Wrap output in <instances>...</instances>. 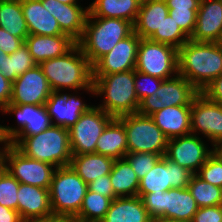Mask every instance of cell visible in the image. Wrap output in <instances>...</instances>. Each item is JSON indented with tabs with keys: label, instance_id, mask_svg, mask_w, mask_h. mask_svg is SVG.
Returning a JSON list of instances; mask_svg holds the SVG:
<instances>
[{
	"label": "cell",
	"instance_id": "cell-55",
	"mask_svg": "<svg viewBox=\"0 0 222 222\" xmlns=\"http://www.w3.org/2000/svg\"><path fill=\"white\" fill-rule=\"evenodd\" d=\"M218 44H219L220 46H222V36H221V38H220Z\"/></svg>",
	"mask_w": 222,
	"mask_h": 222
},
{
	"label": "cell",
	"instance_id": "cell-17",
	"mask_svg": "<svg viewBox=\"0 0 222 222\" xmlns=\"http://www.w3.org/2000/svg\"><path fill=\"white\" fill-rule=\"evenodd\" d=\"M52 92L41 67L35 65L12 83V97L9 104L45 105Z\"/></svg>",
	"mask_w": 222,
	"mask_h": 222
},
{
	"label": "cell",
	"instance_id": "cell-48",
	"mask_svg": "<svg viewBox=\"0 0 222 222\" xmlns=\"http://www.w3.org/2000/svg\"><path fill=\"white\" fill-rule=\"evenodd\" d=\"M20 214L8 207L0 205V222H22Z\"/></svg>",
	"mask_w": 222,
	"mask_h": 222
},
{
	"label": "cell",
	"instance_id": "cell-14",
	"mask_svg": "<svg viewBox=\"0 0 222 222\" xmlns=\"http://www.w3.org/2000/svg\"><path fill=\"white\" fill-rule=\"evenodd\" d=\"M1 112L17 117L18 127L0 125V137L9 143L16 136L37 135L52 125L45 105L8 104Z\"/></svg>",
	"mask_w": 222,
	"mask_h": 222
},
{
	"label": "cell",
	"instance_id": "cell-28",
	"mask_svg": "<svg viewBox=\"0 0 222 222\" xmlns=\"http://www.w3.org/2000/svg\"><path fill=\"white\" fill-rule=\"evenodd\" d=\"M96 154L122 159L128 153L127 135L124 125L114 118L96 142Z\"/></svg>",
	"mask_w": 222,
	"mask_h": 222
},
{
	"label": "cell",
	"instance_id": "cell-36",
	"mask_svg": "<svg viewBox=\"0 0 222 222\" xmlns=\"http://www.w3.org/2000/svg\"><path fill=\"white\" fill-rule=\"evenodd\" d=\"M149 39L155 42L168 44L179 49L189 40V37L168 14L161 24L160 30H156Z\"/></svg>",
	"mask_w": 222,
	"mask_h": 222
},
{
	"label": "cell",
	"instance_id": "cell-32",
	"mask_svg": "<svg viewBox=\"0 0 222 222\" xmlns=\"http://www.w3.org/2000/svg\"><path fill=\"white\" fill-rule=\"evenodd\" d=\"M0 27L25 41L29 35L21 0H0Z\"/></svg>",
	"mask_w": 222,
	"mask_h": 222
},
{
	"label": "cell",
	"instance_id": "cell-15",
	"mask_svg": "<svg viewBox=\"0 0 222 222\" xmlns=\"http://www.w3.org/2000/svg\"><path fill=\"white\" fill-rule=\"evenodd\" d=\"M206 146L199 136L190 133L168 139L164 156L196 174L214 152V148L209 150Z\"/></svg>",
	"mask_w": 222,
	"mask_h": 222
},
{
	"label": "cell",
	"instance_id": "cell-56",
	"mask_svg": "<svg viewBox=\"0 0 222 222\" xmlns=\"http://www.w3.org/2000/svg\"><path fill=\"white\" fill-rule=\"evenodd\" d=\"M22 222H37V220L36 221L23 220Z\"/></svg>",
	"mask_w": 222,
	"mask_h": 222
},
{
	"label": "cell",
	"instance_id": "cell-18",
	"mask_svg": "<svg viewBox=\"0 0 222 222\" xmlns=\"http://www.w3.org/2000/svg\"><path fill=\"white\" fill-rule=\"evenodd\" d=\"M141 38L133 32L92 66V75H108L135 70L137 50Z\"/></svg>",
	"mask_w": 222,
	"mask_h": 222
},
{
	"label": "cell",
	"instance_id": "cell-16",
	"mask_svg": "<svg viewBox=\"0 0 222 222\" xmlns=\"http://www.w3.org/2000/svg\"><path fill=\"white\" fill-rule=\"evenodd\" d=\"M190 120L192 134L201 132L213 148L222 142V104L214 103L199 93L191 103Z\"/></svg>",
	"mask_w": 222,
	"mask_h": 222
},
{
	"label": "cell",
	"instance_id": "cell-35",
	"mask_svg": "<svg viewBox=\"0 0 222 222\" xmlns=\"http://www.w3.org/2000/svg\"><path fill=\"white\" fill-rule=\"evenodd\" d=\"M37 65L29 52L28 46L24 43L19 49L8 55L3 63L1 72L12 83L24 72Z\"/></svg>",
	"mask_w": 222,
	"mask_h": 222
},
{
	"label": "cell",
	"instance_id": "cell-10",
	"mask_svg": "<svg viewBox=\"0 0 222 222\" xmlns=\"http://www.w3.org/2000/svg\"><path fill=\"white\" fill-rule=\"evenodd\" d=\"M4 169L19 183L49 189L56 167L27 157L8 144L4 152Z\"/></svg>",
	"mask_w": 222,
	"mask_h": 222
},
{
	"label": "cell",
	"instance_id": "cell-46",
	"mask_svg": "<svg viewBox=\"0 0 222 222\" xmlns=\"http://www.w3.org/2000/svg\"><path fill=\"white\" fill-rule=\"evenodd\" d=\"M12 97V82L0 72V110L2 111Z\"/></svg>",
	"mask_w": 222,
	"mask_h": 222
},
{
	"label": "cell",
	"instance_id": "cell-45",
	"mask_svg": "<svg viewBox=\"0 0 222 222\" xmlns=\"http://www.w3.org/2000/svg\"><path fill=\"white\" fill-rule=\"evenodd\" d=\"M200 93L208 100L222 104V74L205 86Z\"/></svg>",
	"mask_w": 222,
	"mask_h": 222
},
{
	"label": "cell",
	"instance_id": "cell-24",
	"mask_svg": "<svg viewBox=\"0 0 222 222\" xmlns=\"http://www.w3.org/2000/svg\"><path fill=\"white\" fill-rule=\"evenodd\" d=\"M151 118L168 139L191 133V105L164 107Z\"/></svg>",
	"mask_w": 222,
	"mask_h": 222
},
{
	"label": "cell",
	"instance_id": "cell-23",
	"mask_svg": "<svg viewBox=\"0 0 222 222\" xmlns=\"http://www.w3.org/2000/svg\"><path fill=\"white\" fill-rule=\"evenodd\" d=\"M25 44L33 61L39 65L43 61L64 55L76 42L66 34L55 36L29 34Z\"/></svg>",
	"mask_w": 222,
	"mask_h": 222
},
{
	"label": "cell",
	"instance_id": "cell-47",
	"mask_svg": "<svg viewBox=\"0 0 222 222\" xmlns=\"http://www.w3.org/2000/svg\"><path fill=\"white\" fill-rule=\"evenodd\" d=\"M169 10L199 9L201 0H165Z\"/></svg>",
	"mask_w": 222,
	"mask_h": 222
},
{
	"label": "cell",
	"instance_id": "cell-5",
	"mask_svg": "<svg viewBox=\"0 0 222 222\" xmlns=\"http://www.w3.org/2000/svg\"><path fill=\"white\" fill-rule=\"evenodd\" d=\"M95 95H104L97 107L114 118L138 112L140 101L134 87V70L108 75H92Z\"/></svg>",
	"mask_w": 222,
	"mask_h": 222
},
{
	"label": "cell",
	"instance_id": "cell-50",
	"mask_svg": "<svg viewBox=\"0 0 222 222\" xmlns=\"http://www.w3.org/2000/svg\"><path fill=\"white\" fill-rule=\"evenodd\" d=\"M1 143H4V145L2 147L3 149L0 147V170L4 168V152L9 142L0 137V144Z\"/></svg>",
	"mask_w": 222,
	"mask_h": 222
},
{
	"label": "cell",
	"instance_id": "cell-8",
	"mask_svg": "<svg viewBox=\"0 0 222 222\" xmlns=\"http://www.w3.org/2000/svg\"><path fill=\"white\" fill-rule=\"evenodd\" d=\"M141 199L152 219L192 221L199 208L188 188H172L165 192H152L145 194Z\"/></svg>",
	"mask_w": 222,
	"mask_h": 222
},
{
	"label": "cell",
	"instance_id": "cell-13",
	"mask_svg": "<svg viewBox=\"0 0 222 222\" xmlns=\"http://www.w3.org/2000/svg\"><path fill=\"white\" fill-rule=\"evenodd\" d=\"M192 173L177 163L162 156L155 166L140 180L138 196L169 189L187 188Z\"/></svg>",
	"mask_w": 222,
	"mask_h": 222
},
{
	"label": "cell",
	"instance_id": "cell-7",
	"mask_svg": "<svg viewBox=\"0 0 222 222\" xmlns=\"http://www.w3.org/2000/svg\"><path fill=\"white\" fill-rule=\"evenodd\" d=\"M117 119L124 125L129 153L146 152L165 155L168 138L151 116L136 112Z\"/></svg>",
	"mask_w": 222,
	"mask_h": 222
},
{
	"label": "cell",
	"instance_id": "cell-20",
	"mask_svg": "<svg viewBox=\"0 0 222 222\" xmlns=\"http://www.w3.org/2000/svg\"><path fill=\"white\" fill-rule=\"evenodd\" d=\"M43 7L56 18L61 31L68 35L76 43L81 39L87 16L88 7L79 4H64L58 0H41Z\"/></svg>",
	"mask_w": 222,
	"mask_h": 222
},
{
	"label": "cell",
	"instance_id": "cell-25",
	"mask_svg": "<svg viewBox=\"0 0 222 222\" xmlns=\"http://www.w3.org/2000/svg\"><path fill=\"white\" fill-rule=\"evenodd\" d=\"M21 6L29 34L48 36L64 34L56 18L43 7L41 0H21Z\"/></svg>",
	"mask_w": 222,
	"mask_h": 222
},
{
	"label": "cell",
	"instance_id": "cell-9",
	"mask_svg": "<svg viewBox=\"0 0 222 222\" xmlns=\"http://www.w3.org/2000/svg\"><path fill=\"white\" fill-rule=\"evenodd\" d=\"M135 70L162 80L171 79L172 74H178V49L150 39H141Z\"/></svg>",
	"mask_w": 222,
	"mask_h": 222
},
{
	"label": "cell",
	"instance_id": "cell-27",
	"mask_svg": "<svg viewBox=\"0 0 222 222\" xmlns=\"http://www.w3.org/2000/svg\"><path fill=\"white\" fill-rule=\"evenodd\" d=\"M169 13L165 0H142L134 26V32L141 39H149Z\"/></svg>",
	"mask_w": 222,
	"mask_h": 222
},
{
	"label": "cell",
	"instance_id": "cell-34",
	"mask_svg": "<svg viewBox=\"0 0 222 222\" xmlns=\"http://www.w3.org/2000/svg\"><path fill=\"white\" fill-rule=\"evenodd\" d=\"M187 188L198 207L222 205V188L205 182L196 174L192 175Z\"/></svg>",
	"mask_w": 222,
	"mask_h": 222
},
{
	"label": "cell",
	"instance_id": "cell-37",
	"mask_svg": "<svg viewBox=\"0 0 222 222\" xmlns=\"http://www.w3.org/2000/svg\"><path fill=\"white\" fill-rule=\"evenodd\" d=\"M20 183L4 168L0 170V205L18 212Z\"/></svg>",
	"mask_w": 222,
	"mask_h": 222
},
{
	"label": "cell",
	"instance_id": "cell-51",
	"mask_svg": "<svg viewBox=\"0 0 222 222\" xmlns=\"http://www.w3.org/2000/svg\"><path fill=\"white\" fill-rule=\"evenodd\" d=\"M152 222H191V221L176 220V219H166V218H157V219H153Z\"/></svg>",
	"mask_w": 222,
	"mask_h": 222
},
{
	"label": "cell",
	"instance_id": "cell-22",
	"mask_svg": "<svg viewBox=\"0 0 222 222\" xmlns=\"http://www.w3.org/2000/svg\"><path fill=\"white\" fill-rule=\"evenodd\" d=\"M17 196L22 220L36 221L53 214L49 189L20 183Z\"/></svg>",
	"mask_w": 222,
	"mask_h": 222
},
{
	"label": "cell",
	"instance_id": "cell-30",
	"mask_svg": "<svg viewBox=\"0 0 222 222\" xmlns=\"http://www.w3.org/2000/svg\"><path fill=\"white\" fill-rule=\"evenodd\" d=\"M141 3L142 0H94L88 10L91 17L119 18L134 24Z\"/></svg>",
	"mask_w": 222,
	"mask_h": 222
},
{
	"label": "cell",
	"instance_id": "cell-40",
	"mask_svg": "<svg viewBox=\"0 0 222 222\" xmlns=\"http://www.w3.org/2000/svg\"><path fill=\"white\" fill-rule=\"evenodd\" d=\"M162 81V79L134 70V87L138 100L141 102L145 97L152 95Z\"/></svg>",
	"mask_w": 222,
	"mask_h": 222
},
{
	"label": "cell",
	"instance_id": "cell-44",
	"mask_svg": "<svg viewBox=\"0 0 222 222\" xmlns=\"http://www.w3.org/2000/svg\"><path fill=\"white\" fill-rule=\"evenodd\" d=\"M25 41L19 37L11 35L0 27V49L7 55H11L24 44Z\"/></svg>",
	"mask_w": 222,
	"mask_h": 222
},
{
	"label": "cell",
	"instance_id": "cell-33",
	"mask_svg": "<svg viewBox=\"0 0 222 222\" xmlns=\"http://www.w3.org/2000/svg\"><path fill=\"white\" fill-rule=\"evenodd\" d=\"M112 200L87 189L80 212L75 216L80 222H101Z\"/></svg>",
	"mask_w": 222,
	"mask_h": 222
},
{
	"label": "cell",
	"instance_id": "cell-6",
	"mask_svg": "<svg viewBox=\"0 0 222 222\" xmlns=\"http://www.w3.org/2000/svg\"><path fill=\"white\" fill-rule=\"evenodd\" d=\"M87 189L88 185L70 166L56 168L49 188L53 214L76 216Z\"/></svg>",
	"mask_w": 222,
	"mask_h": 222
},
{
	"label": "cell",
	"instance_id": "cell-26",
	"mask_svg": "<svg viewBox=\"0 0 222 222\" xmlns=\"http://www.w3.org/2000/svg\"><path fill=\"white\" fill-rule=\"evenodd\" d=\"M139 196L116 197L101 222H152Z\"/></svg>",
	"mask_w": 222,
	"mask_h": 222
},
{
	"label": "cell",
	"instance_id": "cell-11",
	"mask_svg": "<svg viewBox=\"0 0 222 222\" xmlns=\"http://www.w3.org/2000/svg\"><path fill=\"white\" fill-rule=\"evenodd\" d=\"M199 93L186 78L177 74L163 80L152 95L145 97L139 104L138 113L151 116L164 107L191 105Z\"/></svg>",
	"mask_w": 222,
	"mask_h": 222
},
{
	"label": "cell",
	"instance_id": "cell-53",
	"mask_svg": "<svg viewBox=\"0 0 222 222\" xmlns=\"http://www.w3.org/2000/svg\"><path fill=\"white\" fill-rule=\"evenodd\" d=\"M214 151L219 155V157L222 159V142L217 144L214 147Z\"/></svg>",
	"mask_w": 222,
	"mask_h": 222
},
{
	"label": "cell",
	"instance_id": "cell-19",
	"mask_svg": "<svg viewBox=\"0 0 222 222\" xmlns=\"http://www.w3.org/2000/svg\"><path fill=\"white\" fill-rule=\"evenodd\" d=\"M45 106L52 125L67 129L72 127L84 112L93 107V105H86L77 95L63 94L60 91H53ZM53 118L56 120L55 122H53Z\"/></svg>",
	"mask_w": 222,
	"mask_h": 222
},
{
	"label": "cell",
	"instance_id": "cell-52",
	"mask_svg": "<svg viewBox=\"0 0 222 222\" xmlns=\"http://www.w3.org/2000/svg\"><path fill=\"white\" fill-rule=\"evenodd\" d=\"M7 56L8 55L3 50L0 49V72L3 71V63L5 61V58H7Z\"/></svg>",
	"mask_w": 222,
	"mask_h": 222
},
{
	"label": "cell",
	"instance_id": "cell-54",
	"mask_svg": "<svg viewBox=\"0 0 222 222\" xmlns=\"http://www.w3.org/2000/svg\"><path fill=\"white\" fill-rule=\"evenodd\" d=\"M58 1L64 4H78L77 3L78 0H58Z\"/></svg>",
	"mask_w": 222,
	"mask_h": 222
},
{
	"label": "cell",
	"instance_id": "cell-4",
	"mask_svg": "<svg viewBox=\"0 0 222 222\" xmlns=\"http://www.w3.org/2000/svg\"><path fill=\"white\" fill-rule=\"evenodd\" d=\"M134 32L133 23L119 18L91 17L89 14L81 39L77 42L93 66L121 40Z\"/></svg>",
	"mask_w": 222,
	"mask_h": 222
},
{
	"label": "cell",
	"instance_id": "cell-3",
	"mask_svg": "<svg viewBox=\"0 0 222 222\" xmlns=\"http://www.w3.org/2000/svg\"><path fill=\"white\" fill-rule=\"evenodd\" d=\"M9 144L27 157L52 164L56 168L70 166L72 151L67 128L51 125L37 135L16 136Z\"/></svg>",
	"mask_w": 222,
	"mask_h": 222
},
{
	"label": "cell",
	"instance_id": "cell-1",
	"mask_svg": "<svg viewBox=\"0 0 222 222\" xmlns=\"http://www.w3.org/2000/svg\"><path fill=\"white\" fill-rule=\"evenodd\" d=\"M178 74L201 92L222 74V46L188 40L178 49Z\"/></svg>",
	"mask_w": 222,
	"mask_h": 222
},
{
	"label": "cell",
	"instance_id": "cell-2",
	"mask_svg": "<svg viewBox=\"0 0 222 222\" xmlns=\"http://www.w3.org/2000/svg\"><path fill=\"white\" fill-rule=\"evenodd\" d=\"M39 66L52 91L83 89L95 95L92 66L77 43L64 55L43 61Z\"/></svg>",
	"mask_w": 222,
	"mask_h": 222
},
{
	"label": "cell",
	"instance_id": "cell-41",
	"mask_svg": "<svg viewBox=\"0 0 222 222\" xmlns=\"http://www.w3.org/2000/svg\"><path fill=\"white\" fill-rule=\"evenodd\" d=\"M198 9L169 10V15L178 24L181 30L190 38L196 24Z\"/></svg>",
	"mask_w": 222,
	"mask_h": 222
},
{
	"label": "cell",
	"instance_id": "cell-38",
	"mask_svg": "<svg viewBox=\"0 0 222 222\" xmlns=\"http://www.w3.org/2000/svg\"><path fill=\"white\" fill-rule=\"evenodd\" d=\"M159 154L155 153H143L134 152L127 153L124 158L129 162L133 171L137 174L139 180H141L161 158Z\"/></svg>",
	"mask_w": 222,
	"mask_h": 222
},
{
	"label": "cell",
	"instance_id": "cell-31",
	"mask_svg": "<svg viewBox=\"0 0 222 222\" xmlns=\"http://www.w3.org/2000/svg\"><path fill=\"white\" fill-rule=\"evenodd\" d=\"M109 175L117 197L138 196L140 180L125 158L114 160Z\"/></svg>",
	"mask_w": 222,
	"mask_h": 222
},
{
	"label": "cell",
	"instance_id": "cell-42",
	"mask_svg": "<svg viewBox=\"0 0 222 222\" xmlns=\"http://www.w3.org/2000/svg\"><path fill=\"white\" fill-rule=\"evenodd\" d=\"M191 222H222V205L199 207Z\"/></svg>",
	"mask_w": 222,
	"mask_h": 222
},
{
	"label": "cell",
	"instance_id": "cell-21",
	"mask_svg": "<svg viewBox=\"0 0 222 222\" xmlns=\"http://www.w3.org/2000/svg\"><path fill=\"white\" fill-rule=\"evenodd\" d=\"M222 36V0H201L189 40L218 43Z\"/></svg>",
	"mask_w": 222,
	"mask_h": 222
},
{
	"label": "cell",
	"instance_id": "cell-43",
	"mask_svg": "<svg viewBox=\"0 0 222 222\" xmlns=\"http://www.w3.org/2000/svg\"><path fill=\"white\" fill-rule=\"evenodd\" d=\"M88 189L99 195L109 197L111 200L115 199L117 196L114 194V189L111 184L110 175H105L98 177L93 182L88 184Z\"/></svg>",
	"mask_w": 222,
	"mask_h": 222
},
{
	"label": "cell",
	"instance_id": "cell-49",
	"mask_svg": "<svg viewBox=\"0 0 222 222\" xmlns=\"http://www.w3.org/2000/svg\"><path fill=\"white\" fill-rule=\"evenodd\" d=\"M75 216L62 215V214H51L42 219H38L37 222H77Z\"/></svg>",
	"mask_w": 222,
	"mask_h": 222
},
{
	"label": "cell",
	"instance_id": "cell-12",
	"mask_svg": "<svg viewBox=\"0 0 222 222\" xmlns=\"http://www.w3.org/2000/svg\"><path fill=\"white\" fill-rule=\"evenodd\" d=\"M113 119V116L97 106L84 112L69 128L72 155L95 153L97 140Z\"/></svg>",
	"mask_w": 222,
	"mask_h": 222
},
{
	"label": "cell",
	"instance_id": "cell-39",
	"mask_svg": "<svg viewBox=\"0 0 222 222\" xmlns=\"http://www.w3.org/2000/svg\"><path fill=\"white\" fill-rule=\"evenodd\" d=\"M196 175L214 186L222 188V159L214 151Z\"/></svg>",
	"mask_w": 222,
	"mask_h": 222
},
{
	"label": "cell",
	"instance_id": "cell-29",
	"mask_svg": "<svg viewBox=\"0 0 222 222\" xmlns=\"http://www.w3.org/2000/svg\"><path fill=\"white\" fill-rule=\"evenodd\" d=\"M114 159L96 153L72 155L70 167L88 185L101 176L109 175Z\"/></svg>",
	"mask_w": 222,
	"mask_h": 222
}]
</instances>
